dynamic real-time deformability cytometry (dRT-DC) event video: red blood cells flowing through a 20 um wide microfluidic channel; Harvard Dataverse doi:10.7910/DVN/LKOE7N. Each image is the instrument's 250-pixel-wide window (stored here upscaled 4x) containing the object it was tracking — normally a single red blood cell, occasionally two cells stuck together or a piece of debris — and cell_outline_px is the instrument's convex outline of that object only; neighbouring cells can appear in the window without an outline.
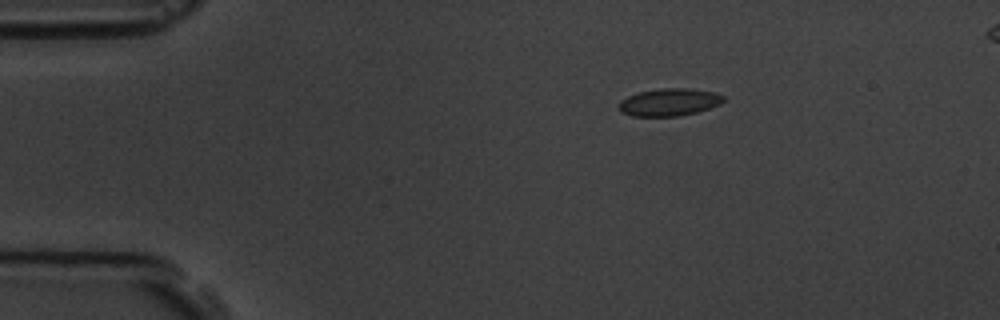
{"species": "common noctule bat (a hibernating species)", "species_latin": "Nyctalus noctula", "temperature_condition": "room temperature", "stored_images_in_passage": 4, "segment_of_instrument_passage": [1, 2], "camera_frame_rate_fps": 3000, "um_per_image_px": 0.085, "animal": {"sex": "male", "body_mass_g": 19.5, "forearm_length_mm": 54.6}, "frame": {"image": 1, "passage_image": 1, "time_ms": 0.0, "image_size_px": [1000, 320], "cell_outline_px": [[724, 100], [720, 104], [696, 112], [676, 116], [632, 116], [620, 112], [620, 100], [628, 96], [640, 92], [660, 88], [688, 88], [712, 92], [724, 96]], "centroid_in_image_um": [56.86, 8.68], "position_along_channel_um": 28.1, "area_um2": 16.53}}